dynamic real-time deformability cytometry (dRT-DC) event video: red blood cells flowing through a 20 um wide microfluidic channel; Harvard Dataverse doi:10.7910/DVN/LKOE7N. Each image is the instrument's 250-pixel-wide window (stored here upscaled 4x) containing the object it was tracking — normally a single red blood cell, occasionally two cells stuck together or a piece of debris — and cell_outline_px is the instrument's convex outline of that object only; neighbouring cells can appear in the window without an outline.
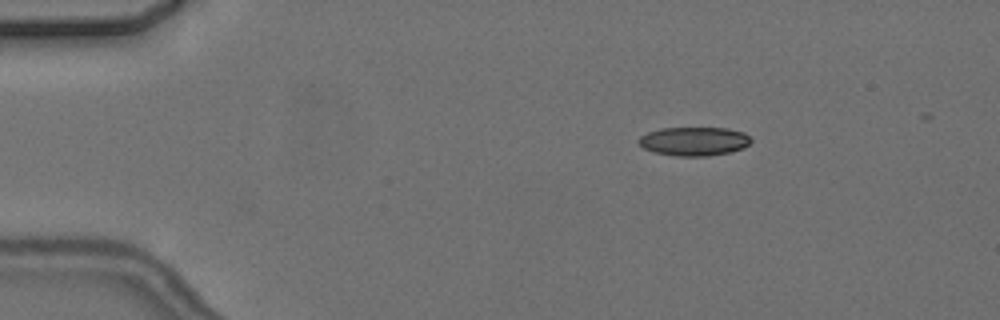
{"species": "common noctule bat (a hibernating species)", "species_latin": "Nyctalus noctula", "temperature_condition": "cold", "stored_images_in_passage": 4, "camera_frame_rate_fps": 3000, "um_per_image_px": 0.085, "animal": {"sex": "female", "body_mass_g": 24.6, "forearm_length_mm": 56.2}, "frame": {"image": 1, "passage_image": 1, "time_ms": 0.0, "image_size_px": [1000, 320], "cell_outline_px": [[752, 140], [744, 148], [728, 152], [708, 156], [676, 156], [656, 152], [644, 148], [636, 140], [640, 136], [648, 132], [660, 128], [728, 128], [744, 132]], "centroid_in_image_um": [58.99, 12.0], "position_along_channel_um": 26.0, "area_um2": 18.79}}